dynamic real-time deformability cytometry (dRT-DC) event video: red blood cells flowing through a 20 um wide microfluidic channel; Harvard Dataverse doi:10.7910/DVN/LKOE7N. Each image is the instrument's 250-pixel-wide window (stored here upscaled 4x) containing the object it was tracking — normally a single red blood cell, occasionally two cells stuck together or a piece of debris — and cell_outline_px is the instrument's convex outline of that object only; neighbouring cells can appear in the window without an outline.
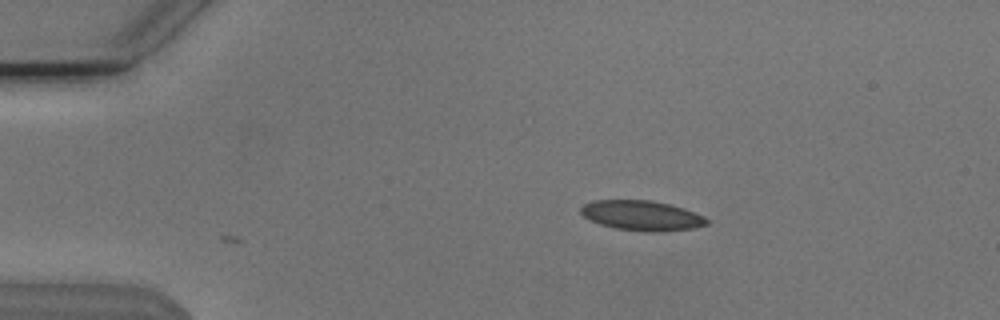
{"species": "Egyptian fruit bat (a non-hibernating species)", "species_latin": "Rousettus aegyptiacus", "temperature_condition": "cold", "stored_images_in_passage": 4, "camera_frame_rate_fps": 3000, "um_per_image_px": 0.085, "animal": {"sex": "male"}, "frame": {"image": 1, "passage_image": 4, "time_ms": 1.0, "image_size_px": [1000, 320], "cell_outline_px": [[708, 224], [696, 228], [656, 232], [648, 232], [616, 228], [600, 224], [584, 216], [580, 212], [580, 208], [584, 204], [592, 200], [652, 200], [684, 208], [704, 216], [708, 220]], "centroid_in_image_um": [54.57, 18.32], "position_along_channel_um": 30.4, "area_um2": 21.96}}